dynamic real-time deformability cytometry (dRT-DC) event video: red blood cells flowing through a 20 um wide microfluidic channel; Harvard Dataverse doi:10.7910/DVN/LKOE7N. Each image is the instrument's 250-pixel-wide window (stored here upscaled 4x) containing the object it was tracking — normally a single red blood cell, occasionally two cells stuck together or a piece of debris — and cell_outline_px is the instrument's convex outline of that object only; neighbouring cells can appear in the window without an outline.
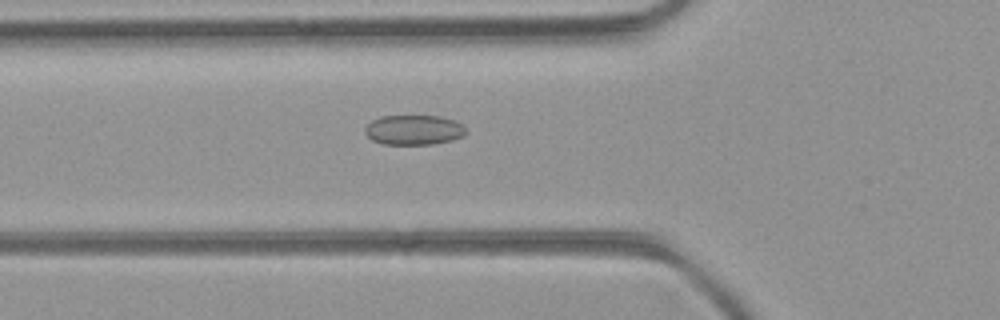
{"species": "common noctule bat (a hibernating species)", "species_latin": "Nyctalus noctula", "temperature_condition": "room temperature", "stored_images_in_passage": 49, "camera_frame_rate_fps": 3000, "um_per_image_px": 0.085, "animal": {"sex": "female", "body_mass_g": 21.9}, "frame": {"image": 1, "passage_image": 18, "time_ms": 5.667, "image_size_px": [1000, 320], "cell_outline_px": [[468, 132], [464, 136], [452, 140], [432, 144], [384, 144], [372, 140], [364, 132], [364, 128], [372, 120], [380, 116], [440, 116], [464, 124]], "centroid_in_image_um": [35.2, 11.04], "position_along_channel_um": 90.6, "area_um2": 17.69}}
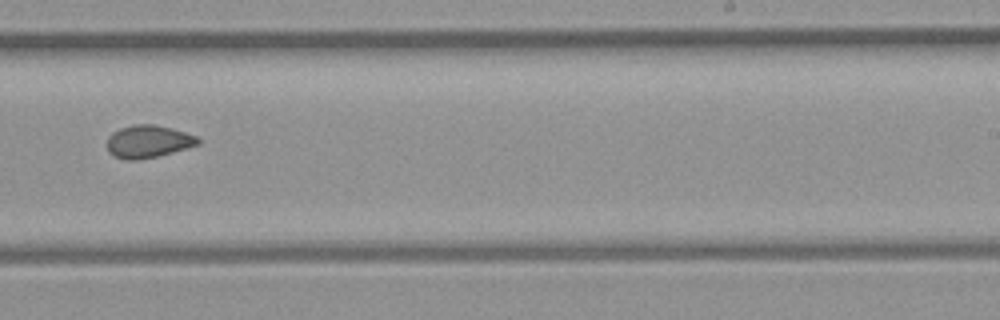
{"frame": {"image": 2, "passage_image": 31, "time_ms": 10.0, "image_size_px": [1000, 320], "cell_outline_px": [[200, 144], [156, 156], [136, 160], [128, 160], [112, 156], [108, 152], [108, 136], [112, 132], [120, 128], [136, 124], [152, 124], [172, 128], [196, 136], [200, 140]], "centroid_in_image_um": [12.57, 12.02], "position_along_channel_um": 276.4, "area_um2": 17.11}}
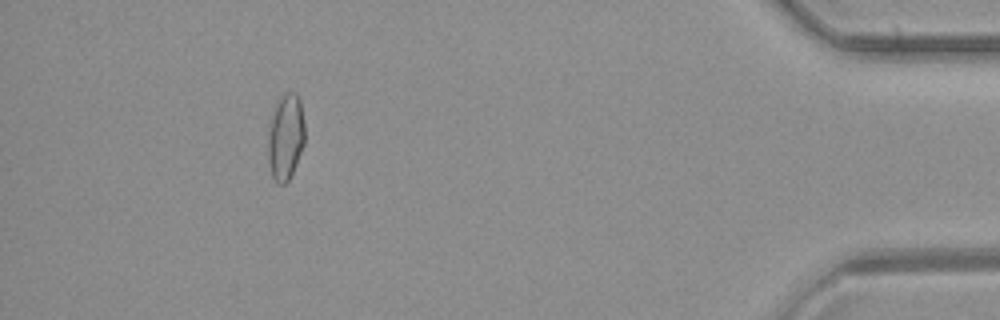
{"frame": {"image": 3, "passage_image": 45, "time_ms": 14.667, "image_size_px": [1000, 320], "cell_outline_px": [[304, 144], [296, 164], [288, 180], [284, 184], [276, 184], [272, 176], [268, 164], [268, 132], [272, 108], [276, 100], [284, 92], [296, 92], [300, 100], [304, 124]], "centroid_in_image_um": [24.25, 11.6], "position_along_channel_um": 411.0, "area_um2": 18.84}, "authors_computed_cell_mechanics": {"area_um2": 17.6868, "velocity_mm_per_s": 4.284, "shape_relaxation_time_tau1_ms": null, "shape_relaxation_time_tau2_ms": 1.7842, "deformation_change_tau1": null, "deformation_change_tau2": 0.0675}}